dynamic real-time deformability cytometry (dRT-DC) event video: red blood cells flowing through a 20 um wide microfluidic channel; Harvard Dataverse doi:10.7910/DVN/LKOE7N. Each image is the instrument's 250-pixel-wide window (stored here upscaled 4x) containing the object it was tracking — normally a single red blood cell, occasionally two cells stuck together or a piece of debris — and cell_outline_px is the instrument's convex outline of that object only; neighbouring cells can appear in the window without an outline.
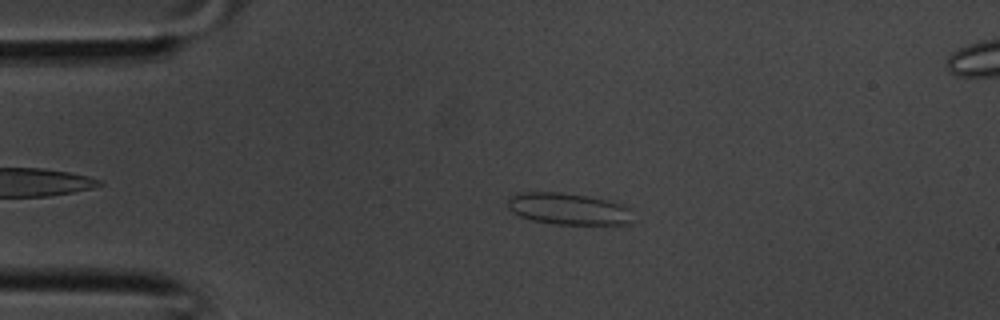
{"species": "common noctule bat (a hibernating species)", "species_latin": "Nyctalus noctula", "temperature_condition": "room temperature", "stored_images_in_passage": 32, "camera_frame_rate_fps": 3000, "um_per_image_px": 0.085, "animal": {"sex": "male", "body_mass_g": 20.1, "forearm_length_mm": 53.5}, "frame": {"image": 1, "passage_image": 7, "time_ms": 2.0, "image_size_px": [1000, 320], "cell_outline_px": [[632, 224], [556, 224], [532, 220], [520, 216], [512, 212], [508, 208], [508, 200], [516, 192], [564, 192], [588, 196], [608, 200], [624, 204], [628, 208], [632, 220]], "centroid_in_image_um": [48.3, 17.74], "position_along_channel_um": 36.7, "area_um2": 23.18}}
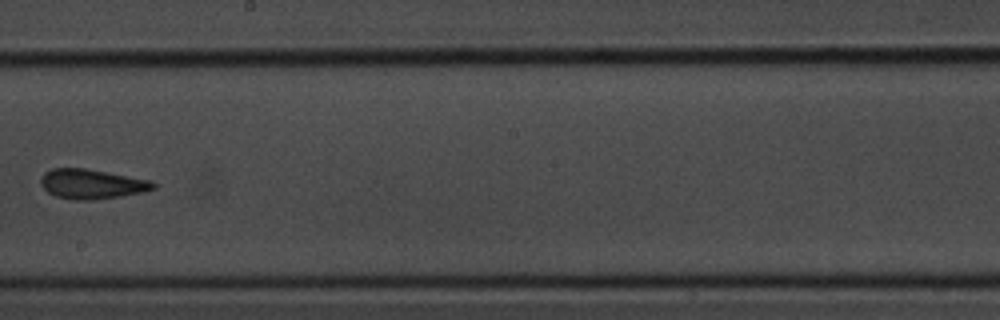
{"frame": {"image": 2, "passage_image": 20, "time_ms": 6.333, "image_size_px": [1000, 320], "cell_outline_px": [[156, 188], [144, 192], [96, 200], [72, 200], [56, 196], [48, 192], [40, 184], [40, 176], [44, 172], [52, 168], [84, 168], [152, 180], [156, 184]], "centroid_in_image_um": [7.79, 15.64], "position_along_channel_um": 240.4, "area_um2": 19.65}}
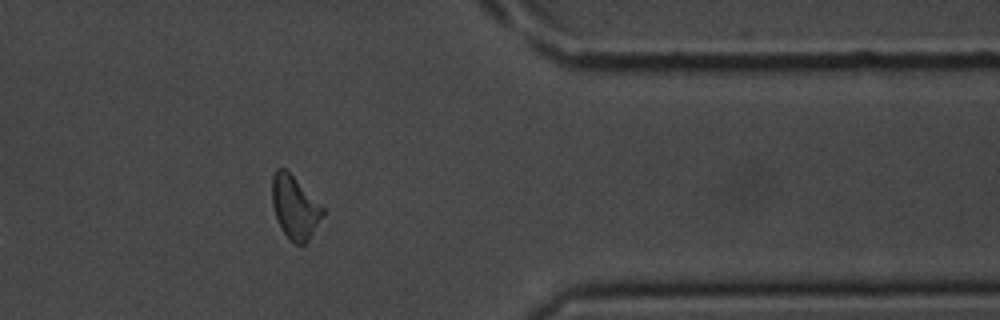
{"frame": {"image": 3, "passage_image": 29, "time_ms": 9.333, "image_size_px": [1000, 320], "cell_outline_px": [[324, 212], [308, 240], [304, 244], [296, 244], [284, 232], [276, 220], [272, 204], [272, 176], [276, 168], [284, 168], [324, 208]], "centroid_in_image_um": [25.02, 17.61], "position_along_channel_um": 386.4, "area_um2": 18.03}}